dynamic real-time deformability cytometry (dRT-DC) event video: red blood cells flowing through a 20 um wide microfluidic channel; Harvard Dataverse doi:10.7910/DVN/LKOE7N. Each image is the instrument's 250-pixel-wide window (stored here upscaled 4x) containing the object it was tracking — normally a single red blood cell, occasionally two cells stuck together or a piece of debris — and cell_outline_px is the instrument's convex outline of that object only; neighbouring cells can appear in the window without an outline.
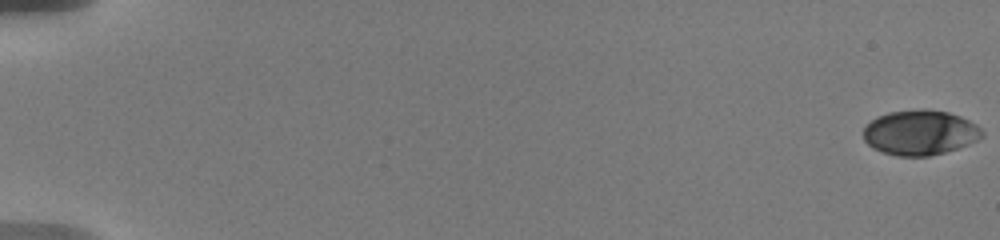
{"species": "human", "species_latin": "Homo sapiens", "temperature_condition": "warm", "stored_images_in_passage": 33, "camera_frame_rate_fps": 3000, "um_per_image_px": 0.085, "donor": {"sex": "male"}, "frame": {"image": 1, "passage_image": 1, "time_ms": 0.0, "image_size_px": [1000, 240], "cell_outline_px": [[984, 136], [968, 144], [944, 152], [928, 156], [896, 156], [872, 148], [864, 140], [864, 128], [876, 116], [888, 112], [920, 108], [924, 108], [948, 112], [960, 116], [976, 124], [984, 132]], "centroid_in_image_um": [78.19, 11.25], "position_along_channel_um": 6.8, "area_um2": 31.15}}
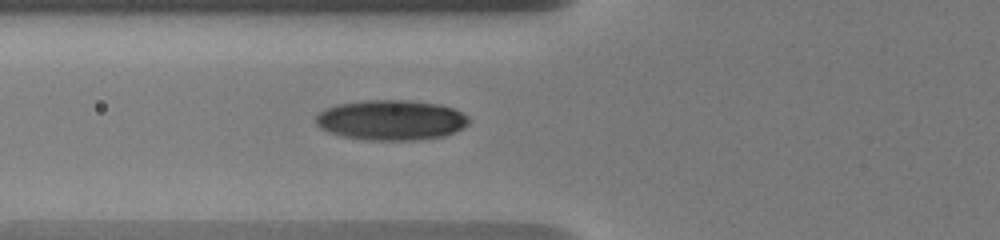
{"frame": {"image": 2, "passage_image": 29, "time_ms": 7.667, "image_size_px": [1000, 240], "cell_outline_px": [[472, 120], [464, 128], [444, 136], [412, 140], [368, 140], [344, 136], [328, 132], [320, 128], [316, 124], [316, 116], [324, 108], [336, 104], [364, 100], [408, 100], [440, 104], [452, 108], [468, 116]], "centroid_in_image_um": [33.25, 10.2], "position_along_channel_um": 92.6, "area_um2": 36.01}}
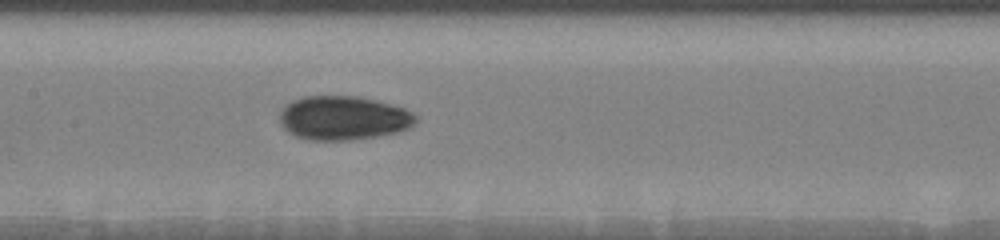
{"frame": {"image": 3, "passage_image": 33, "time_ms": 10.0, "image_size_px": [1000, 240], "cell_outline_px": [[420, 120], [408, 128], [396, 132], [376, 136], [348, 140], [308, 140], [296, 136], [288, 132], [280, 124], [280, 108], [284, 104], [292, 100], [304, 96], [356, 96], [376, 100], [404, 108], [412, 112]], "centroid_in_image_um": [29.15, 10.02], "position_along_channel_um": 178.2, "area_um2": 35.08}}